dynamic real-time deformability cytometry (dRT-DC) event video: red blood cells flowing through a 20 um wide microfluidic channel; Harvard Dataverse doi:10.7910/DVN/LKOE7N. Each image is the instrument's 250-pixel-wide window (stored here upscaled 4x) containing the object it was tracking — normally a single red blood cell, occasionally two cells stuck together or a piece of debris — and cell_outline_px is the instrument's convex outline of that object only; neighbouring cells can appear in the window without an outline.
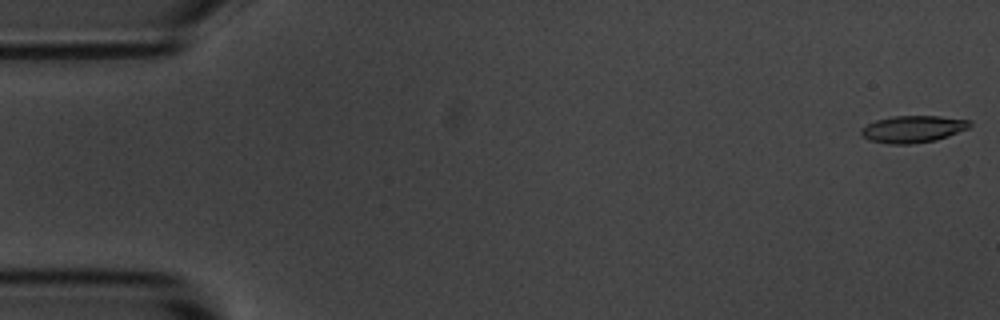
{"species": "common noctule bat (a hibernating species)", "species_latin": "Nyctalus noctula", "temperature_condition": "room temperature", "stored_images_in_passage": 3, "camera_frame_rate_fps": 3000, "um_per_image_px": 0.085, "animal": {"sex": "male", "body_mass_g": 20.1, "forearm_length_mm": 53.5}, "frame": {"image": 1, "passage_image": 1, "time_ms": 0.0, "image_size_px": [1000, 320], "cell_outline_px": [[972, 124], [968, 128], [948, 136], [936, 140], [912, 144], [888, 144], [868, 140], [860, 132], [868, 124], [876, 120], [892, 116], [940, 116], [972, 120]], "centroid_in_image_um": [77.63, 10.97], "position_along_channel_um": 7.4, "area_um2": 17.05}}